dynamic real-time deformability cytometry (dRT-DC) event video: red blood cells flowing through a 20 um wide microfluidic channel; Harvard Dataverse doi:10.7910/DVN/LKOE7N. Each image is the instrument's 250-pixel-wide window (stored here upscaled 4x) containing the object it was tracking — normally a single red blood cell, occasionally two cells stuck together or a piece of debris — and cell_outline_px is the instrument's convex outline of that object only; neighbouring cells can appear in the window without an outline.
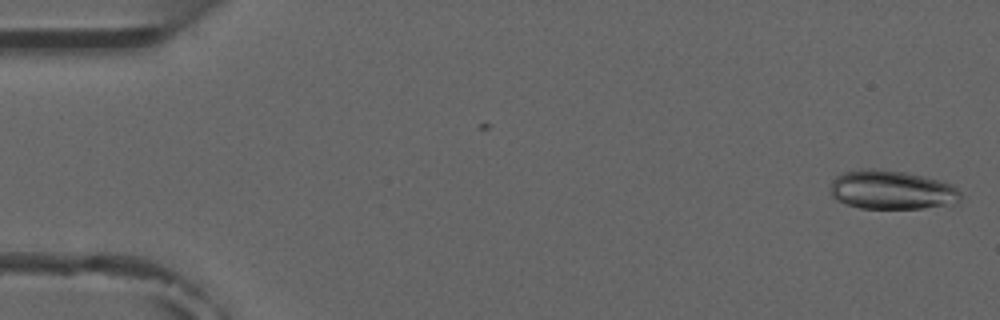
{"species": "common noctule bat (a hibernating species)", "species_latin": "Nyctalus noctula", "temperature_condition": "room temperature", "stored_images_in_passage": 6, "camera_frame_rate_fps": 3000, "um_per_image_px": 0.085, "animal": {"sex": "male", "forearm_length_mm": 52.5}, "frame": {"image": 1, "passage_image": 1, "time_ms": 0.0, "image_size_px": [1000, 320], "cell_outline_px": [[960, 200], [944, 204], [924, 208], [860, 208], [844, 204], [836, 200], [832, 196], [828, 188], [832, 180], [840, 172], [860, 168], [880, 168], [904, 172], [924, 176], [940, 180], [952, 184], [960, 192]], "centroid_in_image_um": [75.69, 16.11], "position_along_channel_um": 9.3, "area_um2": 29.88}}
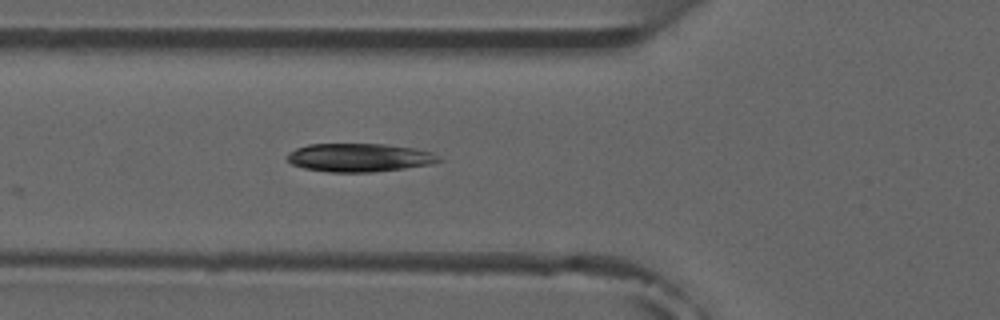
{"frame": {"image": 2, "passage_image": 6, "time_ms": 5.667, "image_size_px": [1000, 320], "cell_outline_px": [[444, 160], [428, 164], [404, 168], [372, 172], [328, 172], [304, 168], [292, 164], [288, 160], [288, 152], [296, 148], [308, 144], [384, 144], [416, 148], [432, 152], [440, 156]], "centroid_in_image_um": [30.55, 13.39], "position_along_channel_um": 95.2, "area_um2": 25.09}}